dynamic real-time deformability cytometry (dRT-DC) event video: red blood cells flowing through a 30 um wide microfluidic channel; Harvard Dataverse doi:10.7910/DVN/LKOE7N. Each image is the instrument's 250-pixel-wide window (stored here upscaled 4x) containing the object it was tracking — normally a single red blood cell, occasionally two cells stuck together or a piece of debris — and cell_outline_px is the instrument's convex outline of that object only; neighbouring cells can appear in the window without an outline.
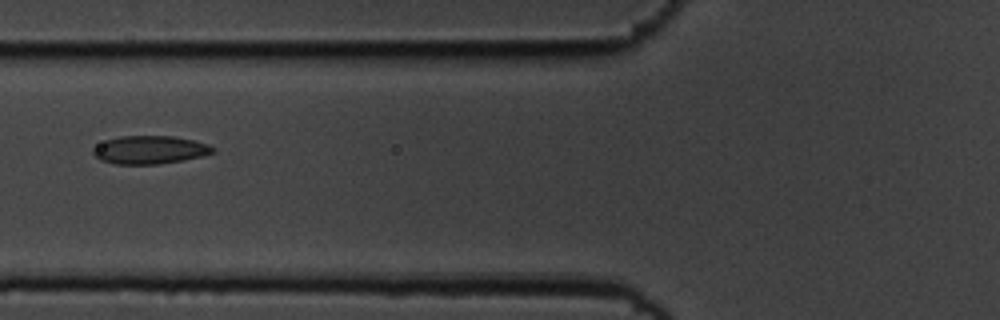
{"species": "common noctule bat (a hibernating species)", "species_latin": "Nyctalus noctula", "temperature_condition": "cold", "stored_images_in_passage": 8, "camera_frame_rate_fps": 3000, "um_per_image_px": 0.085, "animal": {"sex": "male", "body_mass_g": 19.5, "forearm_length_mm": 54.6}, "frame": {"image": 1, "passage_image": 6, "time_ms": 1.667, "image_size_px": [1000, 320], "cell_outline_px": [[216, 152], [200, 156], [180, 160], [156, 164], [116, 164], [100, 160], [92, 152], [92, 148], [104, 140], [120, 136], [172, 136], [192, 140], [208, 144], [216, 148]], "centroid_in_image_um": [12.71, 12.73], "position_along_channel_um": 113.1, "area_um2": 19.54}}
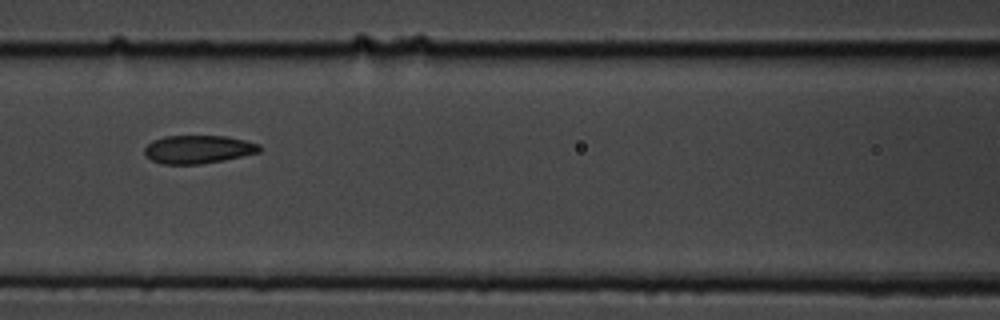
{"frame": {"image": 2, "passage_image": 7, "time_ms": 2.0, "image_size_px": [1000, 320], "cell_outline_px": [[260, 152], [224, 160], [200, 164], [160, 164], [144, 156], [144, 148], [152, 140], [164, 136], [228, 136], [260, 144]], "centroid_in_image_um": [16.81, 12.69], "position_along_channel_um": 149.8, "area_um2": 19.02}}
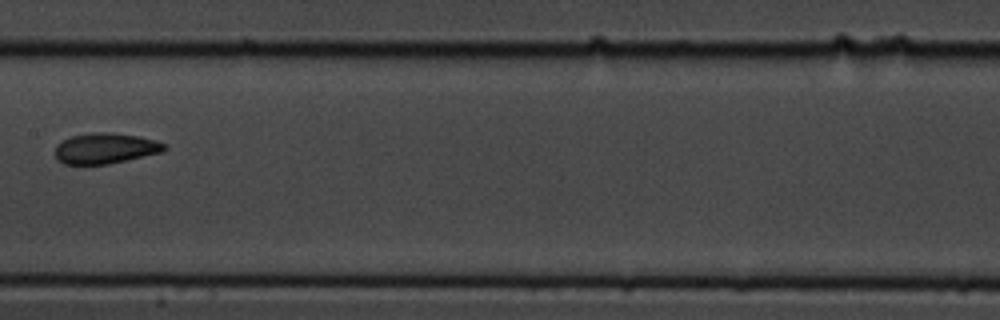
{"frame": {"image": 3, "passage_image": 8, "time_ms": 2.333, "image_size_px": [1000, 320], "cell_outline_px": [[168, 148], [164, 152], [108, 164], [64, 164], [56, 156], [56, 144], [72, 136], [92, 132], [112, 132], [140, 136], [168, 144]], "centroid_in_image_um": [9.02, 12.6], "position_along_channel_um": 198.4, "area_um2": 19.59}}